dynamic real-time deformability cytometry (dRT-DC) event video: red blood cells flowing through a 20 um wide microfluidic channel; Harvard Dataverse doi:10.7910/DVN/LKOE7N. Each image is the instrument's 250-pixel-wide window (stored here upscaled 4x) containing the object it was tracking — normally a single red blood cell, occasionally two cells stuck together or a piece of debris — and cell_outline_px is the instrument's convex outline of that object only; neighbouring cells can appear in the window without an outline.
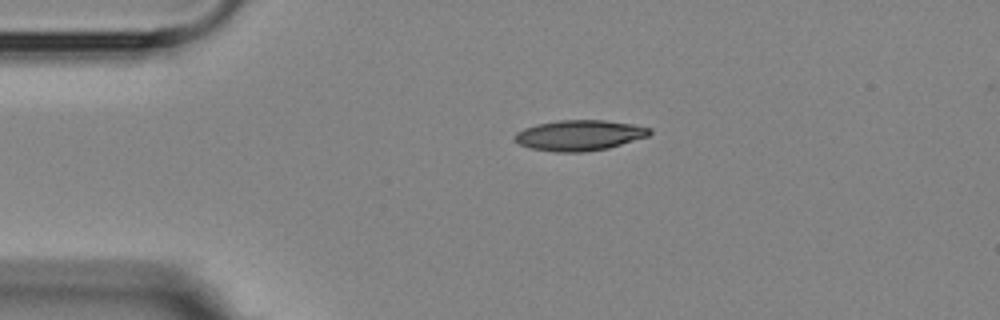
{"species": "Egyptian fruit bat (a non-hibernating species)", "species_latin": "Rousettus aegyptiacus", "temperature_condition": "room temperature", "stored_images_in_passage": 2, "camera_frame_rate_fps": 3000, "um_per_image_px": 0.085, "animal": {"sex": "female"}, "frame": {"image": 1, "passage_image": 1, "time_ms": 0.0, "image_size_px": [1000, 320], "cell_outline_px": [[652, 132], [648, 136], [608, 148], [584, 152], [556, 152], [532, 148], [520, 144], [512, 136], [516, 132], [524, 128], [536, 124], [560, 120], [604, 120], [632, 124], [652, 128]], "centroid_in_image_um": [49.25, 11.49], "position_along_channel_um": 35.7, "area_um2": 23.93}}